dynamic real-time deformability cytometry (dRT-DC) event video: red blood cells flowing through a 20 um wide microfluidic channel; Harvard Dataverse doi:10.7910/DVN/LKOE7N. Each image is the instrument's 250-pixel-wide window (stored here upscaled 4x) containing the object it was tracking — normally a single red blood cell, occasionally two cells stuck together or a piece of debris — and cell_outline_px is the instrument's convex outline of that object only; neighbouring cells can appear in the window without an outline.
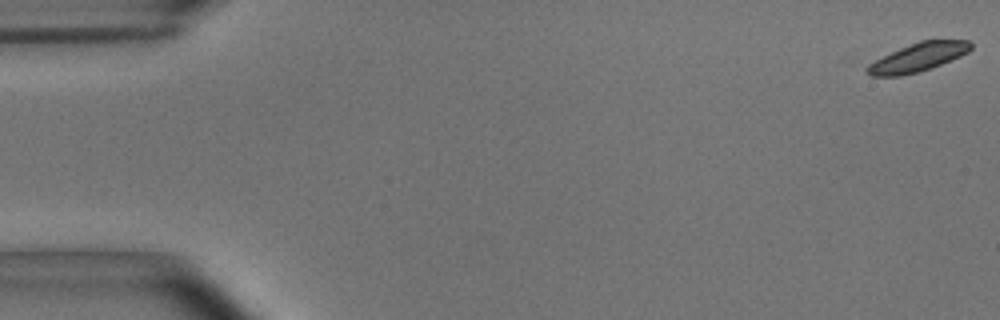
{"species": "common noctule bat (a hibernating species)", "species_latin": "Nyctalus noctula", "temperature_condition": "room temperature", "stored_images_in_passage": 13, "camera_frame_rate_fps": 3000, "um_per_image_px": 0.085, "animal": {"sex": "male", "body_mass_g": 15.6}, "frame": {"image": 1, "passage_image": 1, "time_ms": 0.0, "image_size_px": [1000, 320], "cell_outline_px": [[972, 48], [968, 52], [960, 56], [940, 64], [916, 72], [900, 76], [872, 76], [864, 72], [864, 68], [868, 64], [900, 48], [920, 40], [968, 40], [972, 44]], "centroid_in_image_um": [78.01, 4.87], "position_along_channel_um": 7.0, "area_um2": 16.94}}
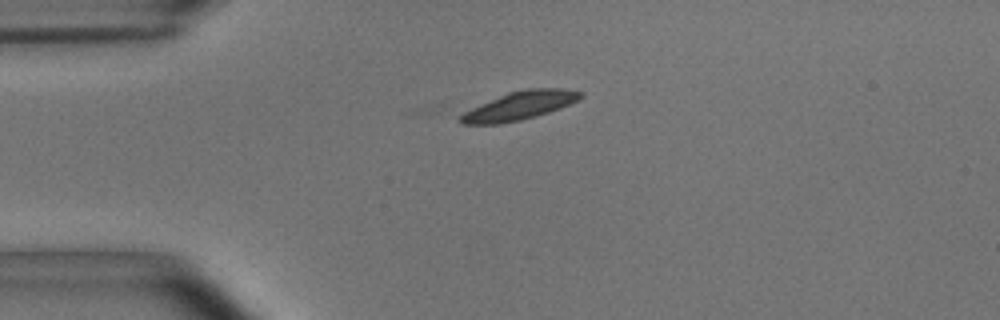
{"frame": {"image": 2, "passage_image": 13, "time_ms": 4.0, "image_size_px": [1000, 320], "cell_outline_px": [[584, 96], [560, 108], [536, 116], [520, 120], [500, 124], [464, 124], [456, 120], [464, 112], [480, 104], [508, 92], [528, 88], [560, 88], [584, 92]], "centroid_in_image_um": [44.15, 8.98], "position_along_channel_um": 40.8, "area_um2": 19.71}}